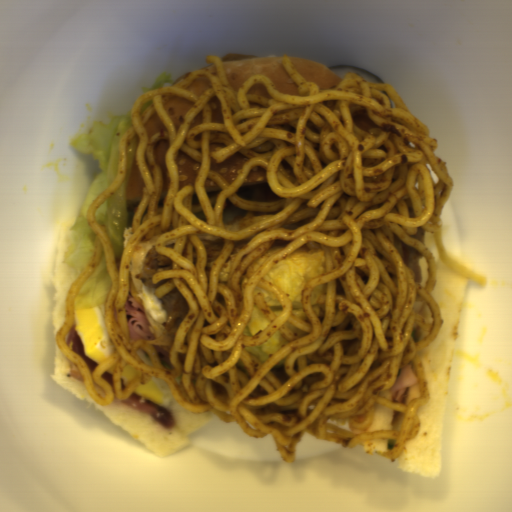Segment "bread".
Instances as JSON below:
<instances>
[{
  "label": "bread",
  "instance_id": "obj_15",
  "mask_svg": "<svg viewBox=\"0 0 512 512\" xmlns=\"http://www.w3.org/2000/svg\"><path fill=\"white\" fill-rule=\"evenodd\" d=\"M421 271H422V281L419 285L425 288L428 277H429V270H428V263L426 261L425 256L421 254Z\"/></svg>",
  "mask_w": 512,
  "mask_h": 512
},
{
  "label": "bread",
  "instance_id": "obj_7",
  "mask_svg": "<svg viewBox=\"0 0 512 512\" xmlns=\"http://www.w3.org/2000/svg\"><path fill=\"white\" fill-rule=\"evenodd\" d=\"M249 159L250 158L241 154L238 151L229 156L228 158H226L225 160H223L222 162H220L219 164H217L215 160L211 157L209 169L220 173L221 176L229 185L236 179L242 167L246 164V162Z\"/></svg>",
  "mask_w": 512,
  "mask_h": 512
},
{
  "label": "bread",
  "instance_id": "obj_2",
  "mask_svg": "<svg viewBox=\"0 0 512 512\" xmlns=\"http://www.w3.org/2000/svg\"><path fill=\"white\" fill-rule=\"evenodd\" d=\"M76 220L77 218L61 225L57 247L53 290L55 358L52 378L79 400L100 410L153 455L161 457L172 455L184 448L188 444L191 433L214 415L211 410L192 412L178 403L171 392L170 405L164 407L172 411L174 420L172 425L163 427L152 422L148 414L115 396L113 402L100 405L86 391L82 375L76 364L67 359L56 344V334L65 317L67 293L75 280L74 274L62 262L60 254L71 236Z\"/></svg>",
  "mask_w": 512,
  "mask_h": 512
},
{
  "label": "bread",
  "instance_id": "obj_8",
  "mask_svg": "<svg viewBox=\"0 0 512 512\" xmlns=\"http://www.w3.org/2000/svg\"><path fill=\"white\" fill-rule=\"evenodd\" d=\"M178 190L185 185H195L197 172L202 163L191 158L182 148L176 156Z\"/></svg>",
  "mask_w": 512,
  "mask_h": 512
},
{
  "label": "bread",
  "instance_id": "obj_6",
  "mask_svg": "<svg viewBox=\"0 0 512 512\" xmlns=\"http://www.w3.org/2000/svg\"><path fill=\"white\" fill-rule=\"evenodd\" d=\"M138 141L139 137L135 133L132 140L131 170L125 187L124 201H141L146 188L136 163Z\"/></svg>",
  "mask_w": 512,
  "mask_h": 512
},
{
  "label": "bread",
  "instance_id": "obj_14",
  "mask_svg": "<svg viewBox=\"0 0 512 512\" xmlns=\"http://www.w3.org/2000/svg\"><path fill=\"white\" fill-rule=\"evenodd\" d=\"M149 139L157 132V131H168L160 122L158 114L156 110L151 115V117L143 124Z\"/></svg>",
  "mask_w": 512,
  "mask_h": 512
},
{
  "label": "bread",
  "instance_id": "obj_5",
  "mask_svg": "<svg viewBox=\"0 0 512 512\" xmlns=\"http://www.w3.org/2000/svg\"><path fill=\"white\" fill-rule=\"evenodd\" d=\"M404 412L393 410L377 401L373 423L367 432L401 430ZM366 432V433H367Z\"/></svg>",
  "mask_w": 512,
  "mask_h": 512
},
{
  "label": "bread",
  "instance_id": "obj_17",
  "mask_svg": "<svg viewBox=\"0 0 512 512\" xmlns=\"http://www.w3.org/2000/svg\"><path fill=\"white\" fill-rule=\"evenodd\" d=\"M203 70H206V71H208V72H210L212 74H217L218 75L217 69L213 65L212 61Z\"/></svg>",
  "mask_w": 512,
  "mask_h": 512
},
{
  "label": "bread",
  "instance_id": "obj_13",
  "mask_svg": "<svg viewBox=\"0 0 512 512\" xmlns=\"http://www.w3.org/2000/svg\"><path fill=\"white\" fill-rule=\"evenodd\" d=\"M194 95H201L211 87H213L208 80L202 75L194 78L190 83L185 86Z\"/></svg>",
  "mask_w": 512,
  "mask_h": 512
},
{
  "label": "bread",
  "instance_id": "obj_4",
  "mask_svg": "<svg viewBox=\"0 0 512 512\" xmlns=\"http://www.w3.org/2000/svg\"><path fill=\"white\" fill-rule=\"evenodd\" d=\"M288 59L292 62L295 69L300 72L307 81L318 84L320 91L335 88L342 78L329 66L314 60L298 58Z\"/></svg>",
  "mask_w": 512,
  "mask_h": 512
},
{
  "label": "bread",
  "instance_id": "obj_16",
  "mask_svg": "<svg viewBox=\"0 0 512 512\" xmlns=\"http://www.w3.org/2000/svg\"><path fill=\"white\" fill-rule=\"evenodd\" d=\"M446 251H447L448 256H450L451 258L457 260L458 262L462 263L463 265H465L466 267H468L469 269H471L473 271V269H474L473 266L465 258H463L462 256L458 255L457 253H455L453 251H450V250H447V249H446Z\"/></svg>",
  "mask_w": 512,
  "mask_h": 512
},
{
  "label": "bread",
  "instance_id": "obj_10",
  "mask_svg": "<svg viewBox=\"0 0 512 512\" xmlns=\"http://www.w3.org/2000/svg\"><path fill=\"white\" fill-rule=\"evenodd\" d=\"M167 114L172 119L175 130L177 132L182 120L184 119L187 111L191 109L196 104L192 102L190 99L180 97L177 95H172L169 99H167L163 103Z\"/></svg>",
  "mask_w": 512,
  "mask_h": 512
},
{
  "label": "bread",
  "instance_id": "obj_11",
  "mask_svg": "<svg viewBox=\"0 0 512 512\" xmlns=\"http://www.w3.org/2000/svg\"><path fill=\"white\" fill-rule=\"evenodd\" d=\"M395 439L378 438L360 441L363 450L372 455H384L383 452L389 451L394 446Z\"/></svg>",
  "mask_w": 512,
  "mask_h": 512
},
{
  "label": "bread",
  "instance_id": "obj_18",
  "mask_svg": "<svg viewBox=\"0 0 512 512\" xmlns=\"http://www.w3.org/2000/svg\"><path fill=\"white\" fill-rule=\"evenodd\" d=\"M378 394L380 395V397H381V398H383V399H386V400H388V401L393 402V400L391 399V397H390V395H389V393H388L387 389H386L385 391L381 392V393H378ZM393 403H394V402H393Z\"/></svg>",
  "mask_w": 512,
  "mask_h": 512
},
{
  "label": "bread",
  "instance_id": "obj_3",
  "mask_svg": "<svg viewBox=\"0 0 512 512\" xmlns=\"http://www.w3.org/2000/svg\"><path fill=\"white\" fill-rule=\"evenodd\" d=\"M218 57L230 86L237 92L251 75L266 74L280 91L300 96L296 81L283 66L284 56H256L229 52Z\"/></svg>",
  "mask_w": 512,
  "mask_h": 512
},
{
  "label": "bread",
  "instance_id": "obj_12",
  "mask_svg": "<svg viewBox=\"0 0 512 512\" xmlns=\"http://www.w3.org/2000/svg\"><path fill=\"white\" fill-rule=\"evenodd\" d=\"M269 184L267 178V168L262 165L256 166L253 170H251L243 182L242 187H249L255 185Z\"/></svg>",
  "mask_w": 512,
  "mask_h": 512
},
{
  "label": "bread",
  "instance_id": "obj_1",
  "mask_svg": "<svg viewBox=\"0 0 512 512\" xmlns=\"http://www.w3.org/2000/svg\"><path fill=\"white\" fill-rule=\"evenodd\" d=\"M424 244L435 258L437 280L430 293L439 305L442 324L433 342L416 353L423 362L430 398L417 409L420 421L417 435L407 439L395 460L405 474L434 478L441 468V432L469 277L441 259L433 233L426 228Z\"/></svg>",
  "mask_w": 512,
  "mask_h": 512
},
{
  "label": "bread",
  "instance_id": "obj_9",
  "mask_svg": "<svg viewBox=\"0 0 512 512\" xmlns=\"http://www.w3.org/2000/svg\"><path fill=\"white\" fill-rule=\"evenodd\" d=\"M170 148L171 147L167 139H158L153 147L154 158L157 161L162 172L158 199L166 198L169 188V173L166 165V158Z\"/></svg>",
  "mask_w": 512,
  "mask_h": 512
}]
</instances>
